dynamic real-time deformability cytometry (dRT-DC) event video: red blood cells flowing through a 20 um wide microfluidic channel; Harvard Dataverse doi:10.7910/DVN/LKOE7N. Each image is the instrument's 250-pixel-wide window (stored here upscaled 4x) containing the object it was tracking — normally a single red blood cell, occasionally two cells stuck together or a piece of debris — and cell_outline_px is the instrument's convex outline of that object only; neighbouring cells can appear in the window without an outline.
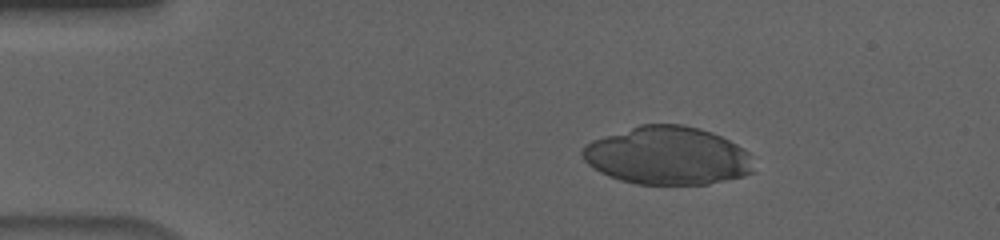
{"species": "human", "species_latin": "Homo sapiens", "temperature_condition": "cold", "stored_images_in_passage": 47, "camera_frame_rate_fps": 3000, "um_per_image_px": 0.085, "donor": {"sex": "male"}, "frame": {"image": 1, "passage_image": 1, "time_ms": 0.0, "image_size_px": [1000, 240], "cell_outline_px": [[756, 172], [744, 176], [708, 184], [636, 184], [620, 180], [608, 176], [592, 168], [584, 160], [580, 152], [584, 144], [592, 140], [640, 124], [680, 124], [712, 132], [744, 148], [748, 152]], "centroid_in_image_um": [56.72, 13.24], "position_along_channel_um": 28.3, "area_um2": 58.2}}